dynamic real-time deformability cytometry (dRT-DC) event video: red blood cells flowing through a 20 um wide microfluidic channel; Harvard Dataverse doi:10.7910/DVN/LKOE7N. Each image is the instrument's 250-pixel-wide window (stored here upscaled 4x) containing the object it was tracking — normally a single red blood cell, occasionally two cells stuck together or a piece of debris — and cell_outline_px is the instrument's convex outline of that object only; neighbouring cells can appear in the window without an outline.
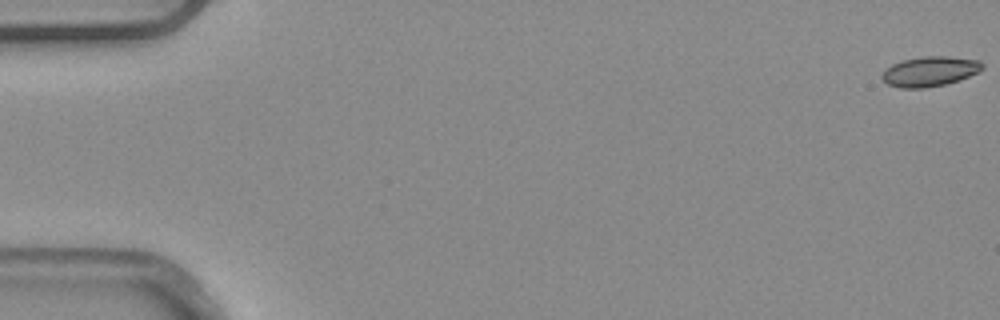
{"species": "common noctule bat (a hibernating species)", "species_latin": "Nyctalus noctula", "temperature_condition": "warm", "stored_images_in_passage": 7, "camera_frame_rate_fps": 3000, "um_per_image_px": 0.085, "animal": {"sex": "male", "body_mass_g": 20.4}, "frame": {"image": 1, "passage_image": 1, "time_ms": 0.0, "image_size_px": [1000, 320], "cell_outline_px": [[984, 68], [960, 80], [944, 84], [924, 88], [900, 88], [888, 84], [880, 76], [892, 64], [904, 60], [924, 56], [944, 56], [980, 60], [984, 64]], "centroid_in_image_um": [79.05, 6.07], "position_along_channel_um": 5.9, "area_um2": 17.28}}
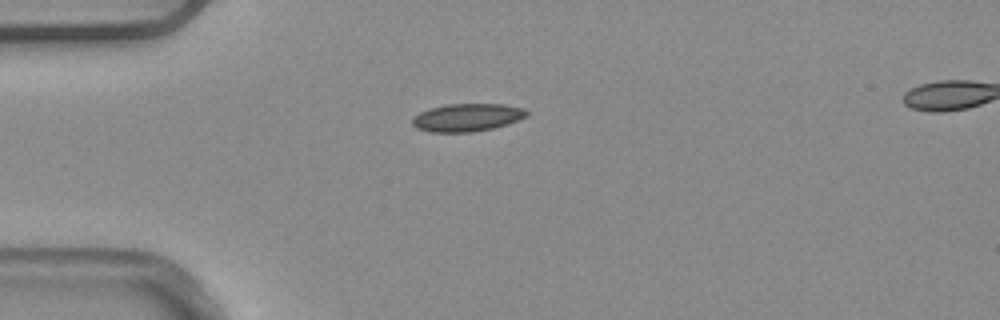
{"frame": {"image": 2, "passage_image": 5, "time_ms": 1.333, "image_size_px": [1000, 320], "cell_outline_px": [[528, 116], [508, 124], [492, 128], [472, 132], [428, 132], [416, 128], [412, 124], [412, 120], [420, 112], [432, 108], [448, 104], [504, 104], [524, 108], [528, 112]], "centroid_in_image_um": [39.73, 9.99], "position_along_channel_um": 45.3, "area_um2": 18.5}}